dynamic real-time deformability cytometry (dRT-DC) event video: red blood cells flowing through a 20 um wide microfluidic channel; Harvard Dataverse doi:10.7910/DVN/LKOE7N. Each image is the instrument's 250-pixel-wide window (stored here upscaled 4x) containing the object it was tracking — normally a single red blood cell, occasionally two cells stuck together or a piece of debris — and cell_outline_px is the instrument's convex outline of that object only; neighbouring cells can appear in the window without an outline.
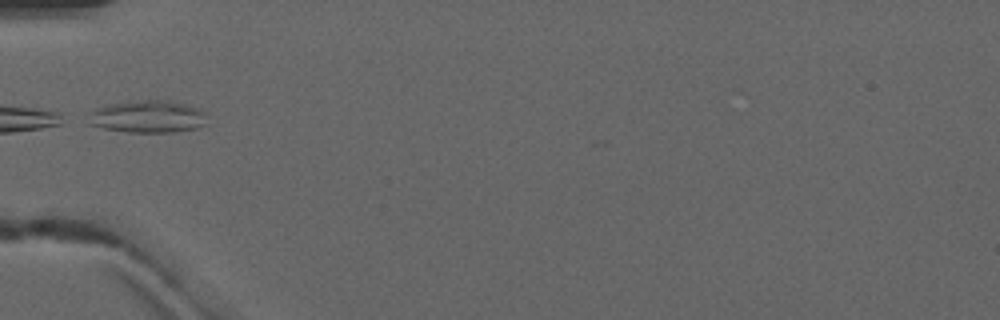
{"species": "common noctule bat (a hibernating species)", "species_latin": "Nyctalus noctula", "temperature_condition": "warm", "stored_images_in_passage": 5, "camera_frame_rate_fps": 3000, "um_per_image_px": 0.085, "animal": {"sex": "male", "forearm_length_mm": 52.5}, "frame": {"image": 1, "passage_image": 4, "time_ms": 4.667, "image_size_px": [1000, 320], "cell_outline_px": [[208, 124], [196, 128], [172, 132], [128, 132], [104, 128], [88, 124], [92, 108], [108, 104], [136, 100], [168, 100], [200, 108], [208, 112]], "centroid_in_image_um": [12.62, 9.9], "position_along_channel_um": 72.4, "area_um2": 22.77}}
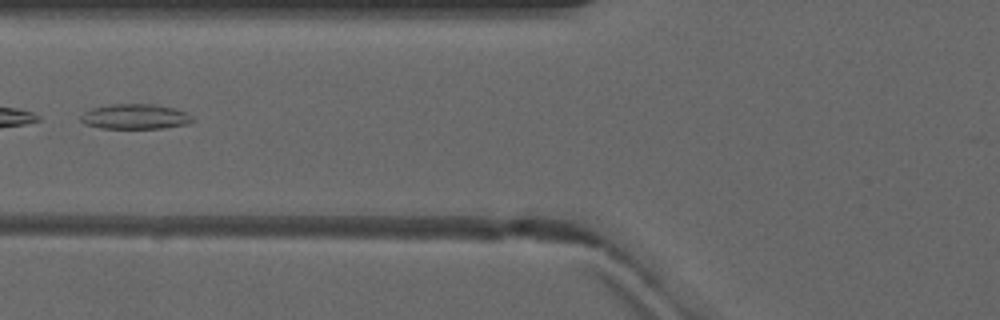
{"frame": {"image": 2, "passage_image": 5, "time_ms": 5.667, "image_size_px": [1000, 320], "cell_outline_px": [[196, 120], [188, 124], [164, 128], [100, 128], [84, 124], [80, 120], [80, 116], [84, 112], [92, 108], [112, 104], [156, 104], [176, 108], [192, 116]], "centroid_in_image_um": [11.51, 9.91], "position_along_channel_um": 114.3, "area_um2": 16.47}}